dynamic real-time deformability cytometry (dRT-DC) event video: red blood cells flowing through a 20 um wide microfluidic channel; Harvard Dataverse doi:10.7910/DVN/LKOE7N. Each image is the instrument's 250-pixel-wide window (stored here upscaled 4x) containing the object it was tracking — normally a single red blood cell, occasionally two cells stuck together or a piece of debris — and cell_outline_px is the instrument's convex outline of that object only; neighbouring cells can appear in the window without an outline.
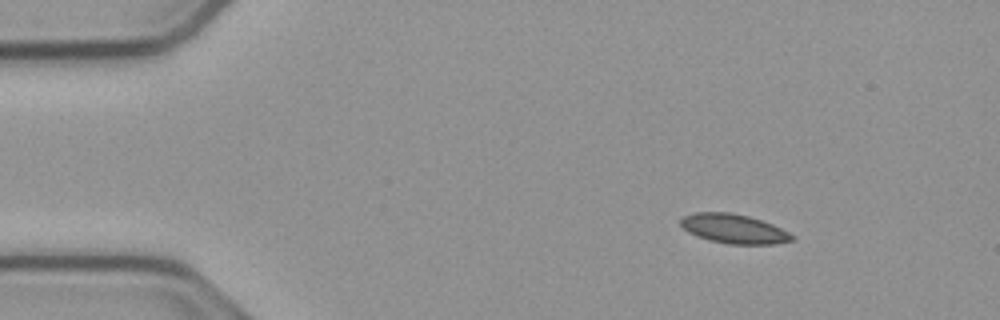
{"species": "common noctule bat (a hibernating species)", "species_latin": "Nyctalus noctula", "temperature_condition": "cold", "stored_images_in_passage": 48, "camera_frame_rate_fps": 3000, "um_per_image_px": 0.085, "animal": {"sex": "male", "body_mass_g": 23.1, "forearm_length_mm": 52.7}, "frame": {"image": 1, "passage_image": 1, "time_ms": 0.0, "image_size_px": [1000, 320], "cell_outline_px": [[796, 236], [792, 240], [776, 244], [728, 244], [708, 240], [688, 232], [680, 224], [680, 220], [684, 216], [696, 212], [732, 212], [748, 216], [772, 224]], "centroid_in_image_um": [62.37, 19.45], "position_along_channel_um": 22.6, "area_um2": 18.96}}
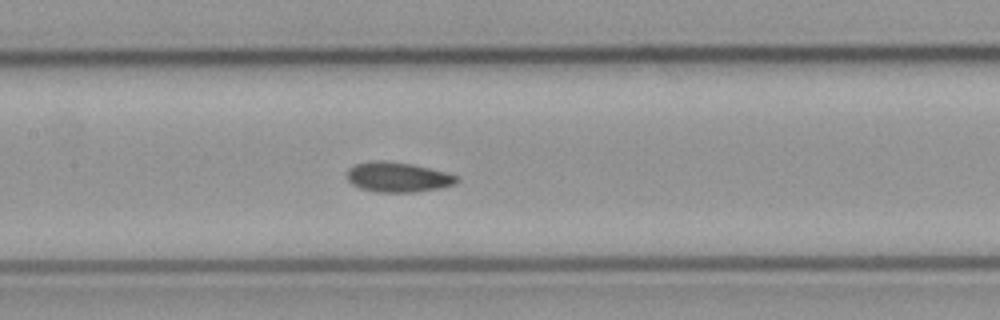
{"frame": {"image": 2, "passage_image": 19, "time_ms": 6.0, "image_size_px": [1000, 320], "cell_outline_px": [[460, 180], [456, 184], [444, 188], [416, 192], [376, 192], [360, 188], [352, 184], [348, 180], [348, 168], [356, 164], [372, 160], [384, 160], [412, 164], [448, 172], [460, 176]], "centroid_in_image_um": [33.89, 15.06], "position_along_channel_um": 173.5, "area_um2": 19.54}}
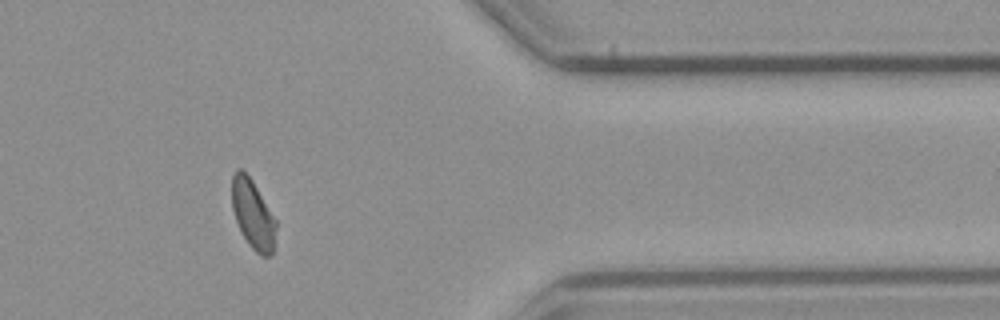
{"frame": {"image": 3, "passage_image": 38, "time_ms": 12.333, "image_size_px": [1000, 320], "cell_outline_px": [[276, 228], [272, 252], [268, 256], [260, 256], [248, 244], [236, 220], [232, 208], [232, 176], [236, 168], [240, 168], [252, 180], [276, 220]], "centroid_in_image_um": [21.48, 18.2], "position_along_channel_um": 389.9, "area_um2": 17.46}, "authors_computed_cell_mechanics": {"area_um2": 18.7272, "velocity_mm_per_s": 3.7885, "shape_relaxation_time_tau1_ms": 10.3884, "shape_relaxation_time_tau2_ms": 2.18, "deformation_change_tau1": 0.129, "deformation_change_tau2": 0.0699}}